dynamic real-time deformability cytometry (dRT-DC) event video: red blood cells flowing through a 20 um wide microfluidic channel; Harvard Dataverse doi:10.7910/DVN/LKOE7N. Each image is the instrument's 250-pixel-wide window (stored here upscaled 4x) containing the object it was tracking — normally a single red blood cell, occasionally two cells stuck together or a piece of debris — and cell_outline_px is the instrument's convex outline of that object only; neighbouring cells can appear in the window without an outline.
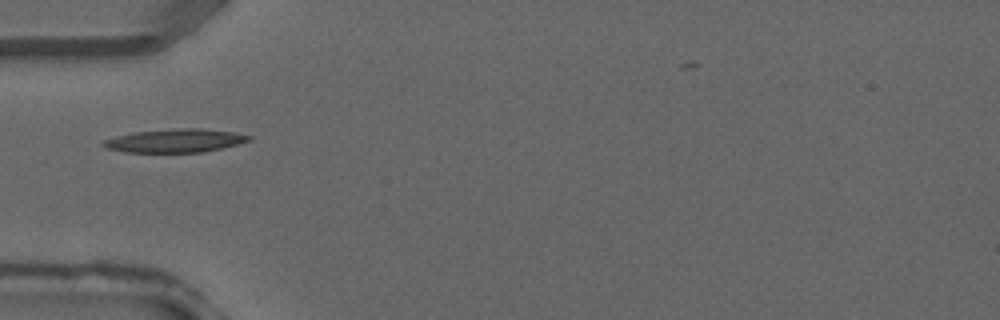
{"species": "common noctule bat (a hibernating species)", "species_latin": "Nyctalus noctula", "temperature_condition": "warm", "stored_images_in_passage": 4, "camera_frame_rate_fps": 3000, "um_per_image_px": 0.085, "animal": {"sex": "male", "forearm_length_mm": 52.5}, "frame": {"image": 1, "passage_image": 4, "time_ms": 1.0, "image_size_px": [1000, 320], "cell_outline_px": [[252, 140], [204, 152], [124, 152], [108, 148], [100, 144], [104, 140], [116, 136], [136, 132], [176, 128], [200, 128], [232, 132], [252, 136]], "centroid_in_image_um": [14.89, 11.95], "position_along_channel_um": 70.1, "area_um2": 19.65}}